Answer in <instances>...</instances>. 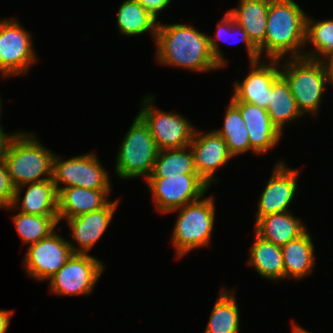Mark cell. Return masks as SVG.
I'll return each instance as SVG.
<instances>
[{
    "label": "cell",
    "instance_id": "obj_1",
    "mask_svg": "<svg viewBox=\"0 0 333 333\" xmlns=\"http://www.w3.org/2000/svg\"><path fill=\"white\" fill-rule=\"evenodd\" d=\"M160 22L154 41L157 64L201 73L222 68L212 54L208 34L187 23Z\"/></svg>",
    "mask_w": 333,
    "mask_h": 333
},
{
    "label": "cell",
    "instance_id": "obj_2",
    "mask_svg": "<svg viewBox=\"0 0 333 333\" xmlns=\"http://www.w3.org/2000/svg\"><path fill=\"white\" fill-rule=\"evenodd\" d=\"M306 18V12L294 0H271L265 40L258 47L260 58L264 53L268 60L303 57Z\"/></svg>",
    "mask_w": 333,
    "mask_h": 333
},
{
    "label": "cell",
    "instance_id": "obj_3",
    "mask_svg": "<svg viewBox=\"0 0 333 333\" xmlns=\"http://www.w3.org/2000/svg\"><path fill=\"white\" fill-rule=\"evenodd\" d=\"M55 153L44 146L36 134L16 131L2 157L15 188L51 179Z\"/></svg>",
    "mask_w": 333,
    "mask_h": 333
},
{
    "label": "cell",
    "instance_id": "obj_4",
    "mask_svg": "<svg viewBox=\"0 0 333 333\" xmlns=\"http://www.w3.org/2000/svg\"><path fill=\"white\" fill-rule=\"evenodd\" d=\"M280 63V76L291 90L301 113L317 117L328 87L324 63L305 57L283 59Z\"/></svg>",
    "mask_w": 333,
    "mask_h": 333
},
{
    "label": "cell",
    "instance_id": "obj_5",
    "mask_svg": "<svg viewBox=\"0 0 333 333\" xmlns=\"http://www.w3.org/2000/svg\"><path fill=\"white\" fill-rule=\"evenodd\" d=\"M215 207L213 196L203 195L199 200L168 213H177V211L179 213L171 235L176 258H183L191 250L211 244Z\"/></svg>",
    "mask_w": 333,
    "mask_h": 333
},
{
    "label": "cell",
    "instance_id": "obj_6",
    "mask_svg": "<svg viewBox=\"0 0 333 333\" xmlns=\"http://www.w3.org/2000/svg\"><path fill=\"white\" fill-rule=\"evenodd\" d=\"M116 155L115 174L120 179L144 177L152 173L159 149L148 125L137 115L121 141Z\"/></svg>",
    "mask_w": 333,
    "mask_h": 333
},
{
    "label": "cell",
    "instance_id": "obj_7",
    "mask_svg": "<svg viewBox=\"0 0 333 333\" xmlns=\"http://www.w3.org/2000/svg\"><path fill=\"white\" fill-rule=\"evenodd\" d=\"M52 182L57 192L61 188L81 187L93 190H112L109 172L95 152L64 160L55 154L52 162ZM60 184H64L62 187Z\"/></svg>",
    "mask_w": 333,
    "mask_h": 333
},
{
    "label": "cell",
    "instance_id": "obj_8",
    "mask_svg": "<svg viewBox=\"0 0 333 333\" xmlns=\"http://www.w3.org/2000/svg\"><path fill=\"white\" fill-rule=\"evenodd\" d=\"M30 33L15 18L0 20L1 77L29 74L31 66L38 62Z\"/></svg>",
    "mask_w": 333,
    "mask_h": 333
},
{
    "label": "cell",
    "instance_id": "obj_9",
    "mask_svg": "<svg viewBox=\"0 0 333 333\" xmlns=\"http://www.w3.org/2000/svg\"><path fill=\"white\" fill-rule=\"evenodd\" d=\"M153 94L142 98L138 115L148 125L159 150L183 148L193 140L196 128L183 115L155 107Z\"/></svg>",
    "mask_w": 333,
    "mask_h": 333
},
{
    "label": "cell",
    "instance_id": "obj_10",
    "mask_svg": "<svg viewBox=\"0 0 333 333\" xmlns=\"http://www.w3.org/2000/svg\"><path fill=\"white\" fill-rule=\"evenodd\" d=\"M104 269L105 265L98 257L73 253L48 280L49 291L60 296L90 295Z\"/></svg>",
    "mask_w": 333,
    "mask_h": 333
},
{
    "label": "cell",
    "instance_id": "obj_11",
    "mask_svg": "<svg viewBox=\"0 0 333 333\" xmlns=\"http://www.w3.org/2000/svg\"><path fill=\"white\" fill-rule=\"evenodd\" d=\"M145 181L155 209L163 214L199 200L210 188L198 174L147 178Z\"/></svg>",
    "mask_w": 333,
    "mask_h": 333
},
{
    "label": "cell",
    "instance_id": "obj_12",
    "mask_svg": "<svg viewBox=\"0 0 333 333\" xmlns=\"http://www.w3.org/2000/svg\"><path fill=\"white\" fill-rule=\"evenodd\" d=\"M72 254L68 239L55 230L48 237L28 246L23 257V269L36 281H48Z\"/></svg>",
    "mask_w": 333,
    "mask_h": 333
},
{
    "label": "cell",
    "instance_id": "obj_13",
    "mask_svg": "<svg viewBox=\"0 0 333 333\" xmlns=\"http://www.w3.org/2000/svg\"><path fill=\"white\" fill-rule=\"evenodd\" d=\"M286 165L282 159L274 165L259 197L255 221L270 214L290 211V204H293L298 191L299 170Z\"/></svg>",
    "mask_w": 333,
    "mask_h": 333
},
{
    "label": "cell",
    "instance_id": "obj_14",
    "mask_svg": "<svg viewBox=\"0 0 333 333\" xmlns=\"http://www.w3.org/2000/svg\"><path fill=\"white\" fill-rule=\"evenodd\" d=\"M269 61L250 62V69L242 82L233 81L231 102H246L267 110L272 84L280 76V60Z\"/></svg>",
    "mask_w": 333,
    "mask_h": 333
},
{
    "label": "cell",
    "instance_id": "obj_15",
    "mask_svg": "<svg viewBox=\"0 0 333 333\" xmlns=\"http://www.w3.org/2000/svg\"><path fill=\"white\" fill-rule=\"evenodd\" d=\"M197 174L209 185L218 182L216 171L233 159L225 140L214 130L203 134L196 129L190 143Z\"/></svg>",
    "mask_w": 333,
    "mask_h": 333
},
{
    "label": "cell",
    "instance_id": "obj_16",
    "mask_svg": "<svg viewBox=\"0 0 333 333\" xmlns=\"http://www.w3.org/2000/svg\"><path fill=\"white\" fill-rule=\"evenodd\" d=\"M119 205V199L110 201L104 208L84 213L67 219V226L72 231L69 235L77 243H68L73 253L89 254L94 245L99 241L113 220L114 213Z\"/></svg>",
    "mask_w": 333,
    "mask_h": 333
},
{
    "label": "cell",
    "instance_id": "obj_17",
    "mask_svg": "<svg viewBox=\"0 0 333 333\" xmlns=\"http://www.w3.org/2000/svg\"><path fill=\"white\" fill-rule=\"evenodd\" d=\"M242 115L248 134L250 151L266 154L279 143L282 133L272 123L266 109L246 102H232Z\"/></svg>",
    "mask_w": 333,
    "mask_h": 333
},
{
    "label": "cell",
    "instance_id": "obj_18",
    "mask_svg": "<svg viewBox=\"0 0 333 333\" xmlns=\"http://www.w3.org/2000/svg\"><path fill=\"white\" fill-rule=\"evenodd\" d=\"M24 187L26 188L25 192L22 191ZM22 192H24L22 194L24 196L21 195ZM17 209L26 214L58 216V192L52 179L17 187L13 203L6 210L16 211Z\"/></svg>",
    "mask_w": 333,
    "mask_h": 333
},
{
    "label": "cell",
    "instance_id": "obj_19",
    "mask_svg": "<svg viewBox=\"0 0 333 333\" xmlns=\"http://www.w3.org/2000/svg\"><path fill=\"white\" fill-rule=\"evenodd\" d=\"M112 190L81 187L61 188L58 192V222L104 208L111 200Z\"/></svg>",
    "mask_w": 333,
    "mask_h": 333
},
{
    "label": "cell",
    "instance_id": "obj_20",
    "mask_svg": "<svg viewBox=\"0 0 333 333\" xmlns=\"http://www.w3.org/2000/svg\"><path fill=\"white\" fill-rule=\"evenodd\" d=\"M304 223L290 210L260 217L255 221L254 233L275 245L283 246L308 230Z\"/></svg>",
    "mask_w": 333,
    "mask_h": 333
},
{
    "label": "cell",
    "instance_id": "obj_21",
    "mask_svg": "<svg viewBox=\"0 0 333 333\" xmlns=\"http://www.w3.org/2000/svg\"><path fill=\"white\" fill-rule=\"evenodd\" d=\"M308 230L300 237L281 246L284 264V280L299 281L311 275L315 266V246ZM311 273V274H310Z\"/></svg>",
    "mask_w": 333,
    "mask_h": 333
},
{
    "label": "cell",
    "instance_id": "obj_22",
    "mask_svg": "<svg viewBox=\"0 0 333 333\" xmlns=\"http://www.w3.org/2000/svg\"><path fill=\"white\" fill-rule=\"evenodd\" d=\"M271 0H239L238 6L227 12L258 48L265 40L267 16Z\"/></svg>",
    "mask_w": 333,
    "mask_h": 333
},
{
    "label": "cell",
    "instance_id": "obj_23",
    "mask_svg": "<svg viewBox=\"0 0 333 333\" xmlns=\"http://www.w3.org/2000/svg\"><path fill=\"white\" fill-rule=\"evenodd\" d=\"M246 265H250L266 280H284V264L281 246L264 240L256 233Z\"/></svg>",
    "mask_w": 333,
    "mask_h": 333
},
{
    "label": "cell",
    "instance_id": "obj_24",
    "mask_svg": "<svg viewBox=\"0 0 333 333\" xmlns=\"http://www.w3.org/2000/svg\"><path fill=\"white\" fill-rule=\"evenodd\" d=\"M116 18L121 35L142 36L149 32L155 41L159 22L137 1H123L118 8Z\"/></svg>",
    "mask_w": 333,
    "mask_h": 333
},
{
    "label": "cell",
    "instance_id": "obj_25",
    "mask_svg": "<svg viewBox=\"0 0 333 333\" xmlns=\"http://www.w3.org/2000/svg\"><path fill=\"white\" fill-rule=\"evenodd\" d=\"M220 292L204 333H239L240 311L235 290L222 287Z\"/></svg>",
    "mask_w": 333,
    "mask_h": 333
},
{
    "label": "cell",
    "instance_id": "obj_26",
    "mask_svg": "<svg viewBox=\"0 0 333 333\" xmlns=\"http://www.w3.org/2000/svg\"><path fill=\"white\" fill-rule=\"evenodd\" d=\"M267 108L272 123L283 133L288 123L304 115L299 110L296 100L284 79L279 76L272 84Z\"/></svg>",
    "mask_w": 333,
    "mask_h": 333
},
{
    "label": "cell",
    "instance_id": "obj_27",
    "mask_svg": "<svg viewBox=\"0 0 333 333\" xmlns=\"http://www.w3.org/2000/svg\"><path fill=\"white\" fill-rule=\"evenodd\" d=\"M239 35L241 41L238 39L236 40L237 43L242 42L245 45L246 52L248 54L249 63L253 61L261 60L260 53L258 51V48L251 42V40L248 38L247 32L239 25L237 24L232 16L226 12L223 16V18L217 22V30L215 32V35L210 36L209 35V42H210V48L212 51V54L214 55L216 61L218 64L224 68L227 64V61L222 54L223 52L220 49L219 41L222 40L226 43L229 41L227 39L230 38L231 35ZM230 35V36H229ZM234 37V36H232ZM236 42L234 44H236Z\"/></svg>",
    "mask_w": 333,
    "mask_h": 333
},
{
    "label": "cell",
    "instance_id": "obj_28",
    "mask_svg": "<svg viewBox=\"0 0 333 333\" xmlns=\"http://www.w3.org/2000/svg\"><path fill=\"white\" fill-rule=\"evenodd\" d=\"M308 43L313 48L304 50L303 57L319 62L332 57L333 19L315 20L307 15L305 45H309Z\"/></svg>",
    "mask_w": 333,
    "mask_h": 333
},
{
    "label": "cell",
    "instance_id": "obj_29",
    "mask_svg": "<svg viewBox=\"0 0 333 333\" xmlns=\"http://www.w3.org/2000/svg\"><path fill=\"white\" fill-rule=\"evenodd\" d=\"M180 174H197L190 146L159 150L148 178H165Z\"/></svg>",
    "mask_w": 333,
    "mask_h": 333
},
{
    "label": "cell",
    "instance_id": "obj_30",
    "mask_svg": "<svg viewBox=\"0 0 333 333\" xmlns=\"http://www.w3.org/2000/svg\"><path fill=\"white\" fill-rule=\"evenodd\" d=\"M226 109L223 127L214 131L225 140L234 158L250 151L249 134L240 110L231 101Z\"/></svg>",
    "mask_w": 333,
    "mask_h": 333
},
{
    "label": "cell",
    "instance_id": "obj_31",
    "mask_svg": "<svg viewBox=\"0 0 333 333\" xmlns=\"http://www.w3.org/2000/svg\"><path fill=\"white\" fill-rule=\"evenodd\" d=\"M12 220L23 243L32 245L56 230L58 216H38L18 212Z\"/></svg>",
    "mask_w": 333,
    "mask_h": 333
},
{
    "label": "cell",
    "instance_id": "obj_32",
    "mask_svg": "<svg viewBox=\"0 0 333 333\" xmlns=\"http://www.w3.org/2000/svg\"><path fill=\"white\" fill-rule=\"evenodd\" d=\"M15 189L5 162L3 158H0V208L6 210L12 205Z\"/></svg>",
    "mask_w": 333,
    "mask_h": 333
},
{
    "label": "cell",
    "instance_id": "obj_33",
    "mask_svg": "<svg viewBox=\"0 0 333 333\" xmlns=\"http://www.w3.org/2000/svg\"><path fill=\"white\" fill-rule=\"evenodd\" d=\"M141 4L153 17L158 20L160 13L165 10L172 0H135Z\"/></svg>",
    "mask_w": 333,
    "mask_h": 333
},
{
    "label": "cell",
    "instance_id": "obj_34",
    "mask_svg": "<svg viewBox=\"0 0 333 333\" xmlns=\"http://www.w3.org/2000/svg\"><path fill=\"white\" fill-rule=\"evenodd\" d=\"M13 314V310L0 309V333H7Z\"/></svg>",
    "mask_w": 333,
    "mask_h": 333
},
{
    "label": "cell",
    "instance_id": "obj_35",
    "mask_svg": "<svg viewBox=\"0 0 333 333\" xmlns=\"http://www.w3.org/2000/svg\"><path fill=\"white\" fill-rule=\"evenodd\" d=\"M1 118V117H0ZM1 124V123H0ZM16 132L5 133L4 128L0 125V158H2L6 152L7 146L11 138L15 135Z\"/></svg>",
    "mask_w": 333,
    "mask_h": 333
},
{
    "label": "cell",
    "instance_id": "obj_36",
    "mask_svg": "<svg viewBox=\"0 0 333 333\" xmlns=\"http://www.w3.org/2000/svg\"><path fill=\"white\" fill-rule=\"evenodd\" d=\"M323 63L327 72L328 85H333V56L326 59Z\"/></svg>",
    "mask_w": 333,
    "mask_h": 333
},
{
    "label": "cell",
    "instance_id": "obj_37",
    "mask_svg": "<svg viewBox=\"0 0 333 333\" xmlns=\"http://www.w3.org/2000/svg\"><path fill=\"white\" fill-rule=\"evenodd\" d=\"M292 325H293L292 333H312L304 329L303 327L299 326L298 324H296V322H294Z\"/></svg>",
    "mask_w": 333,
    "mask_h": 333
},
{
    "label": "cell",
    "instance_id": "obj_38",
    "mask_svg": "<svg viewBox=\"0 0 333 333\" xmlns=\"http://www.w3.org/2000/svg\"><path fill=\"white\" fill-rule=\"evenodd\" d=\"M1 102H2V100H1V97H0V116H2V115H1L2 113H1V112H2V109H3V108H2V103H1Z\"/></svg>",
    "mask_w": 333,
    "mask_h": 333
}]
</instances>
